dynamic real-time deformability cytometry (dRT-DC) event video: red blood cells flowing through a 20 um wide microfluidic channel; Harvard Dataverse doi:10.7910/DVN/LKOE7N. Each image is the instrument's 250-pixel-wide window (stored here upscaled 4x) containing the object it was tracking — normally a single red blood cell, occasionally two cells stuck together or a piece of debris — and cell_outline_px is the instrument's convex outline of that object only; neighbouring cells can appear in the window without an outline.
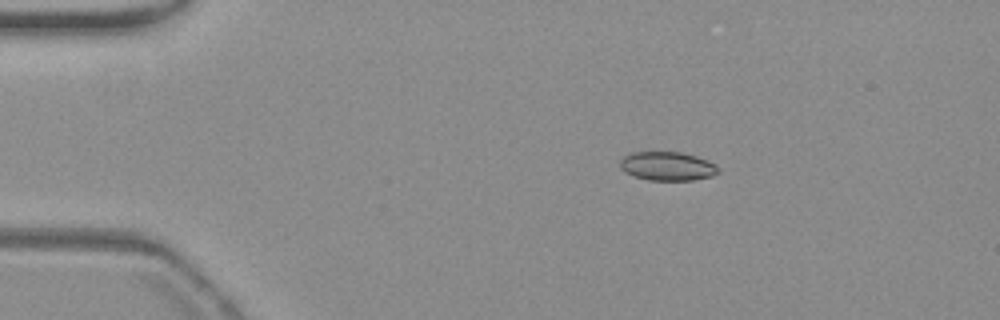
{"species": "common noctule bat (a hibernating species)", "species_latin": "Nyctalus noctula", "temperature_condition": "warm", "stored_images_in_passage": 5, "camera_frame_rate_fps": 3000, "um_per_image_px": 0.085, "animal": {"sex": "female", "body_mass_g": 19.3, "forearm_length_mm": 54.1}, "frame": {"image": 1, "passage_image": 3, "time_ms": 2.333, "image_size_px": [1000, 320], "cell_outline_px": [[720, 172], [712, 176], [692, 180], [648, 180], [632, 176], [624, 172], [620, 168], [620, 160], [624, 156], [632, 152], [680, 152], [696, 156], [708, 160], [716, 164], [720, 168]], "centroid_in_image_um": [56.73, 14.13], "position_along_channel_um": 28.3, "area_um2": 16.7}}